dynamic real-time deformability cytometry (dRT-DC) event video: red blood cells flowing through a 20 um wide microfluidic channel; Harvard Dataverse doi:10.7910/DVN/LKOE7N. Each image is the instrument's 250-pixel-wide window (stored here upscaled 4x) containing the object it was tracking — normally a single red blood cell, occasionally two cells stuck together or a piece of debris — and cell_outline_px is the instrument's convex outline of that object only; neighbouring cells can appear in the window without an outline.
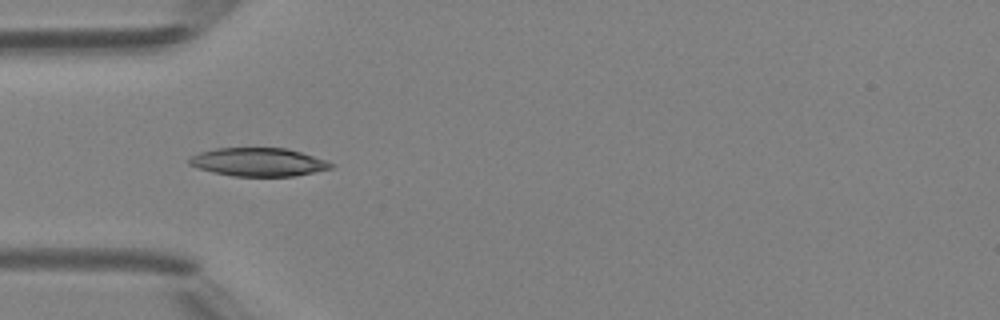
{"species": "Egyptian fruit bat (a non-hibernating species)", "species_latin": "Rousettus aegyptiacus", "temperature_condition": "room temperature", "stored_images_in_passage": 2, "camera_frame_rate_fps": 3000, "um_per_image_px": 0.085, "animal": {"sex": "female"}, "frame": {"image": 1, "passage_image": 1, "time_ms": 0.0, "image_size_px": [1000, 320], "cell_outline_px": [[336, 164], [332, 168], [292, 176], [232, 176], [212, 172], [188, 164], [188, 160], [192, 156], [200, 152], [216, 148], [288, 148]], "centroid_in_image_um": [21.94, 13.77], "position_along_channel_um": 63.1, "area_um2": 23.18}}
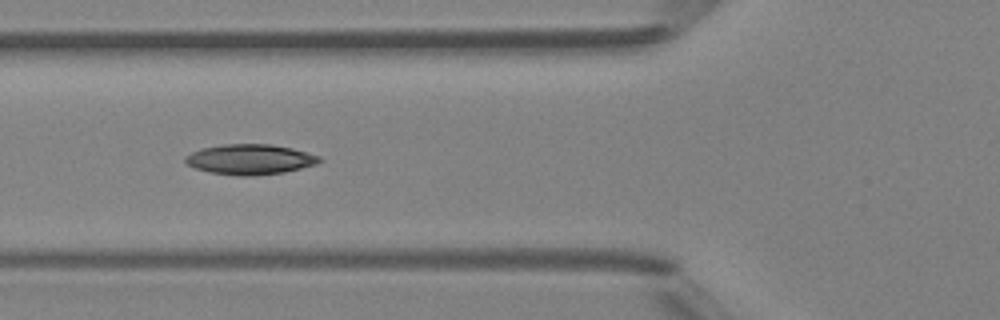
{"frame": {"image": 2, "passage_image": 2, "time_ms": 1.0, "image_size_px": [1000, 320], "cell_outline_px": [[324, 160], [316, 164], [284, 172], [252, 176], [236, 176], [212, 172], [196, 168], [188, 164], [184, 160], [184, 156], [192, 152], [204, 148], [224, 144], [272, 144], [292, 148], [320, 156]], "centroid_in_image_um": [21.28, 13.54], "position_along_channel_um": 104.5, "area_um2": 23.52}}